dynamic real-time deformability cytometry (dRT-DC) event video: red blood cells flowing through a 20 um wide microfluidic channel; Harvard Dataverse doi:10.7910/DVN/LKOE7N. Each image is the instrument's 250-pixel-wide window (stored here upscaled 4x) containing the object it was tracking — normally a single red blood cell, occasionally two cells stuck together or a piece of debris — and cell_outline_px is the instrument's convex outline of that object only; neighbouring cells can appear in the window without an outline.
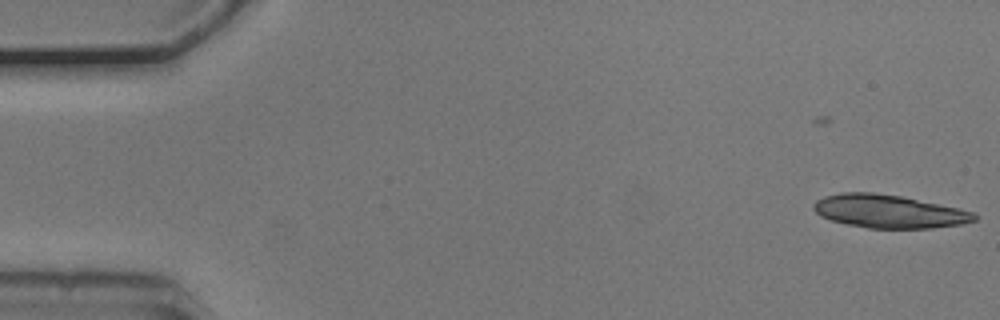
{"species": "common noctule bat (a hibernating species)", "species_latin": "Nyctalus noctula", "temperature_condition": "cold", "stored_images_in_passage": 7, "camera_frame_rate_fps": 3000, "um_per_image_px": 0.085, "animal": {"sex": "male", "body_mass_g": 20.5, "forearm_length_mm": 52.5}, "frame": {"image": 1, "passage_image": 7, "time_ms": 2.0, "image_size_px": [1000, 320], "cell_outline_px": [[980, 216], [976, 220], [960, 224], [932, 228], [868, 228], [848, 224], [832, 220], [820, 216], [812, 208], [812, 204], [816, 200], [824, 196], [840, 192], [872, 192], [900, 196], [960, 208], [976, 212]], "centroid_in_image_um": [75.57, 17.96], "position_along_channel_um": 9.4, "area_um2": 31.21}}